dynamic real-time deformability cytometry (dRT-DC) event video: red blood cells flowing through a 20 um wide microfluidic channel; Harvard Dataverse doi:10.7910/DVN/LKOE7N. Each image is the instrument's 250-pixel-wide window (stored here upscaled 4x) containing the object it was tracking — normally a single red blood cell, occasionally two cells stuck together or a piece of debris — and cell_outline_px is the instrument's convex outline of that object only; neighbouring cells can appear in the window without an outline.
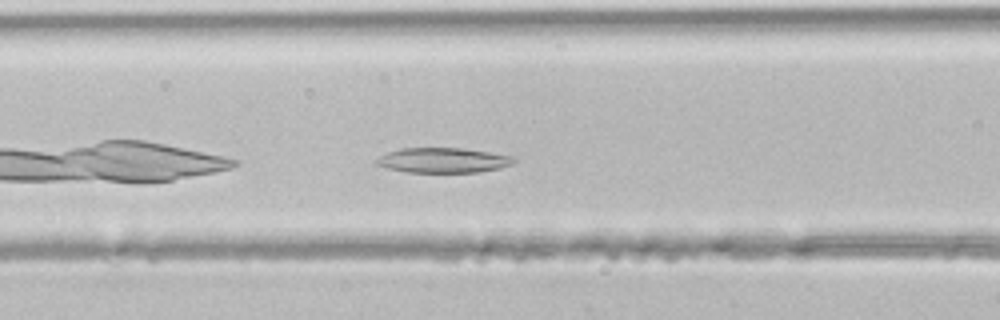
{"species": "common noctule bat (a hibernating species)", "species_latin": "Nyctalus noctula", "temperature_condition": "room temperature", "stored_images_in_passage": 31, "camera_frame_rate_fps": 3000, "um_per_image_px": 0.085, "animal": {"sex": "male", "body_mass_g": 21.5, "forearm_length_mm": 52.0}, "frame": {"image": 1, "passage_image": 5, "time_ms": 1.333, "image_size_px": [1000, 320], "cell_outline_px": [[516, 160], [512, 164], [500, 168], [480, 172], [408, 172], [388, 168], [376, 164], [376, 160], [380, 156], [388, 152], [400, 148], [460, 148], [488, 152], [512, 156]], "centroid_in_image_um": [37.67, 13.62], "position_along_channel_um": 128.9, "area_um2": 19.83}}
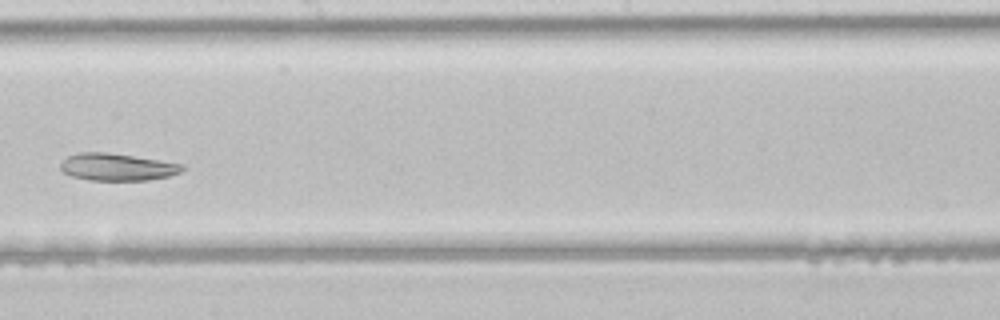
{"frame": {"image": 2, "passage_image": 12, "time_ms": 3.667, "image_size_px": [1000, 320], "cell_outline_px": [[184, 168], [180, 172], [168, 176], [148, 180], [88, 180], [72, 176], [64, 172], [60, 168], [60, 164], [68, 156], [80, 152], [108, 152], [184, 164]], "centroid_in_image_um": [9.95, 14.19], "position_along_channel_um": 238.2, "area_um2": 19.19}}
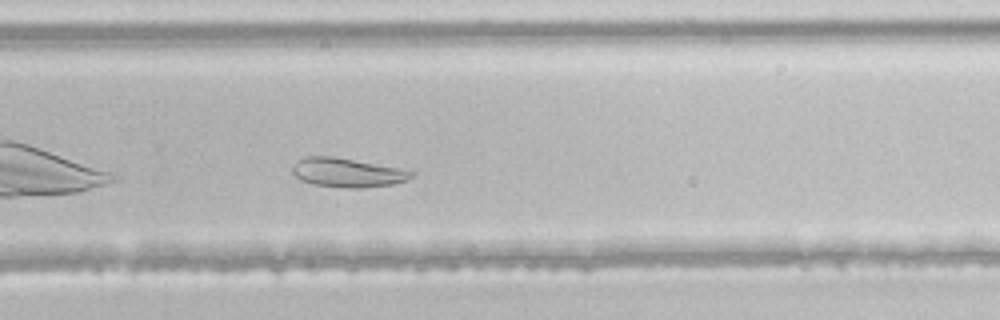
{"frame": {"image": 3, "passage_image": 16, "time_ms": 5.0, "image_size_px": [1000, 320], "cell_outline_px": [[416, 172], [408, 180], [392, 184], [364, 188], [348, 188], [312, 184], [300, 180], [292, 172], [292, 168], [304, 156], [332, 156], [400, 168]], "centroid_in_image_um": [29.54, 14.68], "position_along_channel_um": 300.3, "area_um2": 20.06}}